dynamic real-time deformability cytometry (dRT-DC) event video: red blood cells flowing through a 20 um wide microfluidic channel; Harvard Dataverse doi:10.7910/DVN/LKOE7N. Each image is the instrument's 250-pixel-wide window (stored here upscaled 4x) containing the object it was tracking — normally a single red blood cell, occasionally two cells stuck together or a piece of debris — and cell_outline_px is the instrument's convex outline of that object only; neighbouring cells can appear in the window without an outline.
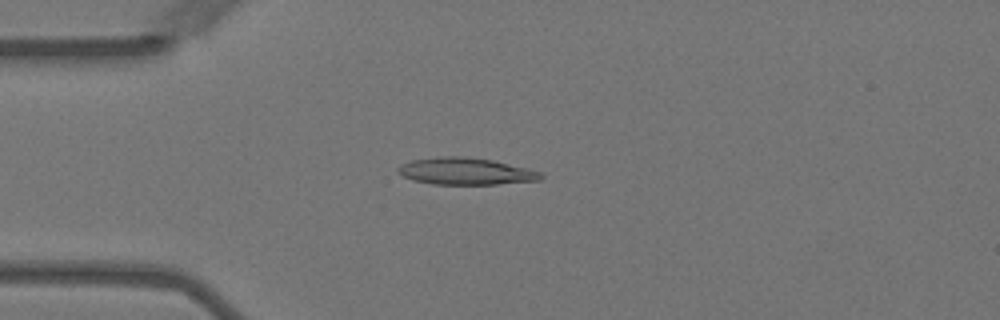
{"species": "Egyptian fruit bat (a non-hibernating species)", "species_latin": "Rousettus aegyptiacus", "temperature_condition": "warm", "stored_images_in_passage": 55, "camera_frame_rate_fps": 3000, "um_per_image_px": 0.085, "animal": {"sex": "female"}, "frame": {"image": 1, "passage_image": 13, "time_ms": 4.0, "image_size_px": [1000, 320], "cell_outline_px": [[544, 176], [540, 180], [496, 184], [432, 184], [412, 180], [396, 172], [396, 168], [400, 164], [412, 160], [436, 156], [464, 156], [492, 160], [528, 168], [544, 172]], "centroid_in_image_um": [39.57, 14.55], "position_along_channel_um": 45.4, "area_um2": 22.66}}
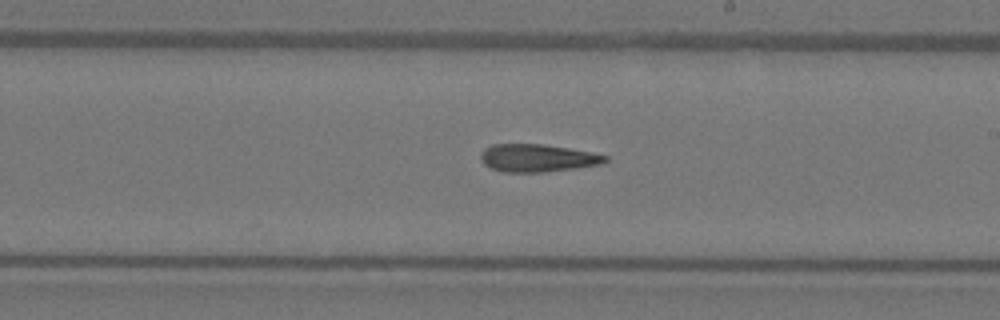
{"frame": {"image": 2, "passage_image": 31, "time_ms": 10.0, "image_size_px": [1000, 320], "cell_outline_px": [[608, 160], [600, 164], [576, 168], [544, 172], [504, 172], [492, 168], [484, 164], [480, 160], [480, 152], [484, 148], [492, 144], [540, 144], [568, 148], [592, 152], [608, 156]], "centroid_in_image_um": [45.65, 13.43], "position_along_channel_um": 243.3, "area_um2": 20.11}}
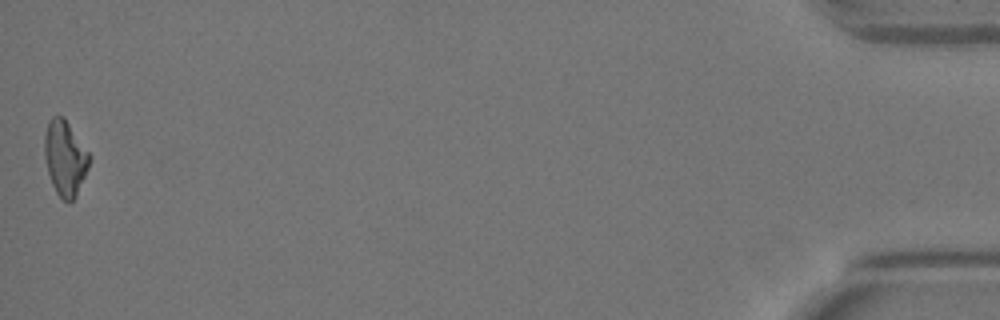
{"frame": {"image": 3, "passage_image": 55, "time_ms": 18.0, "image_size_px": [1000, 320], "cell_outline_px": [[92, 156], [88, 168], [76, 196], [68, 204], [56, 192], [52, 184], [48, 172], [44, 156], [44, 132], [48, 120], [52, 116], [64, 116]], "centroid_in_image_um": [5.53, 13.4], "position_along_channel_um": 429.7, "area_um2": 19.88}}